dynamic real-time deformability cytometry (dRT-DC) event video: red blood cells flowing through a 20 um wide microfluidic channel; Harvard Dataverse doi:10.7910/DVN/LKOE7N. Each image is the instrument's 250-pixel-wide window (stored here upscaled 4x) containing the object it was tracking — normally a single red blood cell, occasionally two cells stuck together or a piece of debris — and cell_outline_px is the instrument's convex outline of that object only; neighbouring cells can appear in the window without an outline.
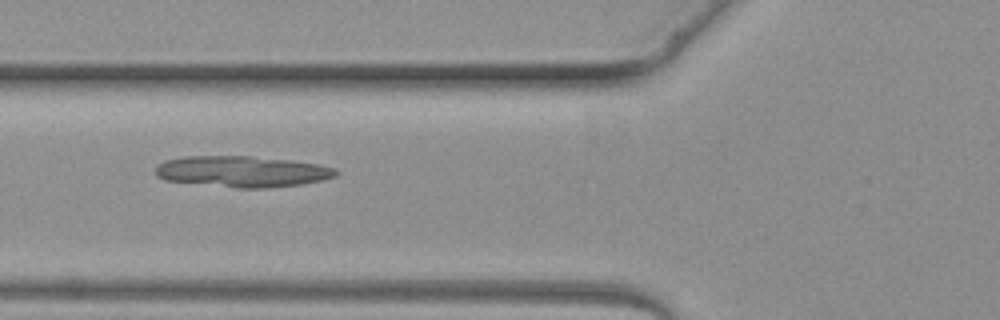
{"species": "common noctule bat (a hibernating species)", "species_latin": "Nyctalus noctula", "temperature_condition": "warm", "stored_images_in_passage": 5, "camera_frame_rate_fps": 3000, "um_per_image_px": 0.085, "animal": {"sex": "female", "body_mass_g": 19.3, "forearm_length_mm": 54.1}, "frame": {"image": 1, "passage_image": 5, "time_ms": 5.0, "image_size_px": [1000, 320], "cell_outline_px": [[340, 172], [336, 176], [320, 180], [300, 184], [268, 188], [236, 188], [164, 180], [156, 176], [156, 168], [164, 160], [184, 156], [248, 156], [292, 160], [320, 164], [336, 168]], "centroid_in_image_um": [20.6, 14.57], "position_along_channel_um": 105.2, "area_um2": 32.83}}